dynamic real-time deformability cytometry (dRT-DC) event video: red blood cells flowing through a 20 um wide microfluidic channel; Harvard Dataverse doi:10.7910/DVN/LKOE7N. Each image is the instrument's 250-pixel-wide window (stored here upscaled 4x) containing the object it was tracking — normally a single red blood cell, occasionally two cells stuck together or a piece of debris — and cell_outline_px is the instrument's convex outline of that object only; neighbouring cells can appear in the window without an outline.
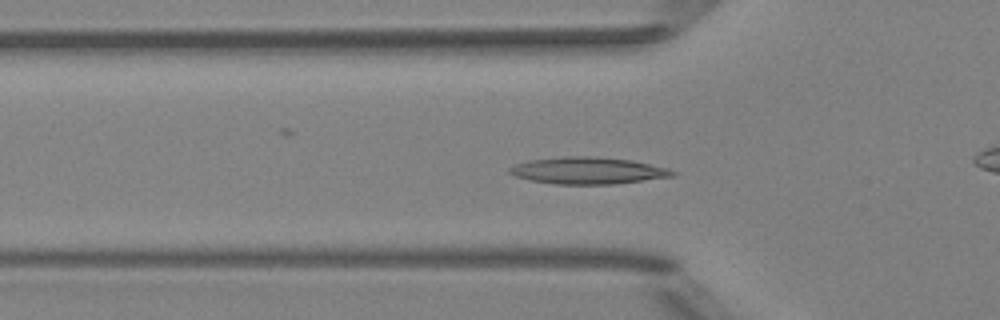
{"species": "Egyptian fruit bat (a non-hibernating species)", "species_latin": "Rousettus aegyptiacus", "temperature_condition": "room temperature", "stored_images_in_passage": 41, "camera_frame_rate_fps": 3000, "um_per_image_px": 0.085, "animal": {"sex": "female"}, "frame": {"image": 1, "passage_image": 16, "time_ms": 5.0, "image_size_px": [1000, 320], "cell_outline_px": [[676, 176], [616, 184], [552, 184], [532, 180], [516, 176], [508, 172], [508, 168], [516, 164], [528, 160], [564, 156], [596, 156], [632, 160], [668, 168], [676, 172]], "centroid_in_image_um": [50.0, 14.5], "position_along_channel_um": 75.8, "area_um2": 25.66}}
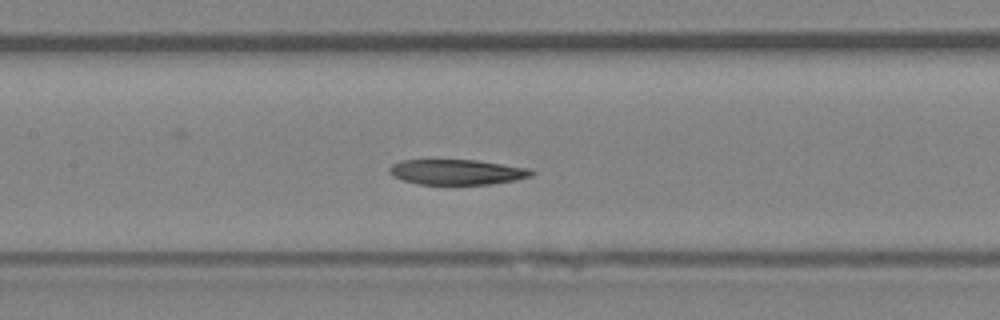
{"frame": {"image": 2, "passage_image": 23, "time_ms": 7.333, "image_size_px": [1000, 320], "cell_outline_px": [[536, 172], [532, 176], [516, 180], [492, 184], [420, 184], [404, 180], [392, 176], [388, 172], [388, 168], [392, 164], [400, 160], [476, 160], [528, 168]], "centroid_in_image_um": [38.83, 14.62], "position_along_channel_um": 168.6, "area_um2": 20.92}}
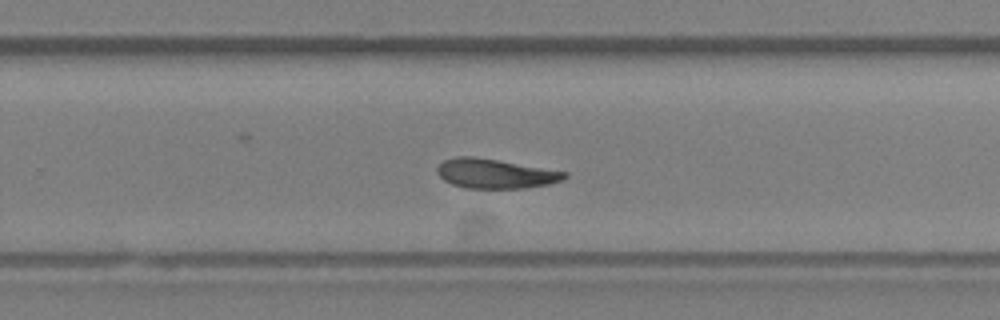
{"frame": {"image": 3, "passage_image": 32, "time_ms": 10.333, "image_size_px": [1000, 320], "cell_outline_px": [[568, 176], [564, 180], [548, 184], [524, 188], [464, 188], [452, 184], [444, 180], [436, 172], [436, 168], [444, 160], [456, 156], [472, 156], [568, 172]], "centroid_in_image_um": [42.09, 14.76], "position_along_channel_um": 287.7, "area_um2": 21.79}}